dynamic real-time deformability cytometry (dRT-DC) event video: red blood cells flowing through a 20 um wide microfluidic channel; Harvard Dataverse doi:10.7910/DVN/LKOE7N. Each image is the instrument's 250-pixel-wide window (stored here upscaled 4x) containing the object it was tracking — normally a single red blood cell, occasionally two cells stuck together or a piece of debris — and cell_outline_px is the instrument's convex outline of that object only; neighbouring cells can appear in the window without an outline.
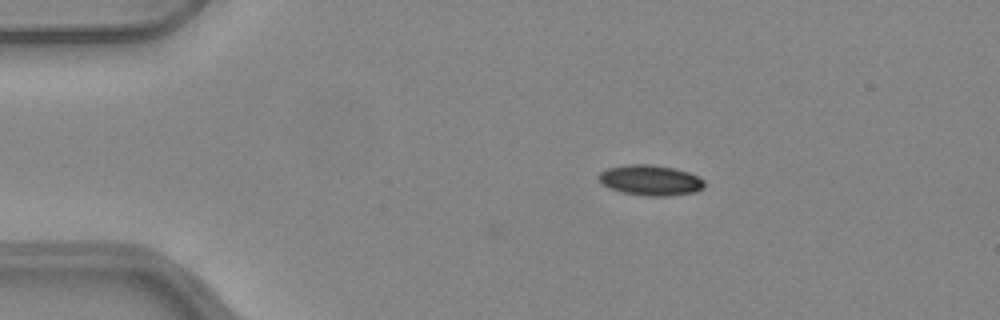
{"species": "common noctule bat (a hibernating species)", "species_latin": "Nyctalus noctula", "temperature_condition": "warm", "stored_images_in_passage": 10, "camera_frame_rate_fps": 3000, "um_per_image_px": 0.085, "animal": {"sex": "female", "body_mass_g": 24.6, "forearm_length_mm": 56.2}, "frame": {"image": 1, "passage_image": 10, "time_ms": 3.0, "image_size_px": [1000, 320], "cell_outline_px": [[704, 188], [696, 192], [668, 196], [648, 196], [624, 192], [608, 188], [600, 184], [596, 176], [600, 172], [608, 168], [624, 164], [648, 164], [672, 168], [688, 172], [704, 180]], "centroid_in_image_um": [55.24, 15.32], "position_along_channel_um": 29.8, "area_um2": 18.84}}